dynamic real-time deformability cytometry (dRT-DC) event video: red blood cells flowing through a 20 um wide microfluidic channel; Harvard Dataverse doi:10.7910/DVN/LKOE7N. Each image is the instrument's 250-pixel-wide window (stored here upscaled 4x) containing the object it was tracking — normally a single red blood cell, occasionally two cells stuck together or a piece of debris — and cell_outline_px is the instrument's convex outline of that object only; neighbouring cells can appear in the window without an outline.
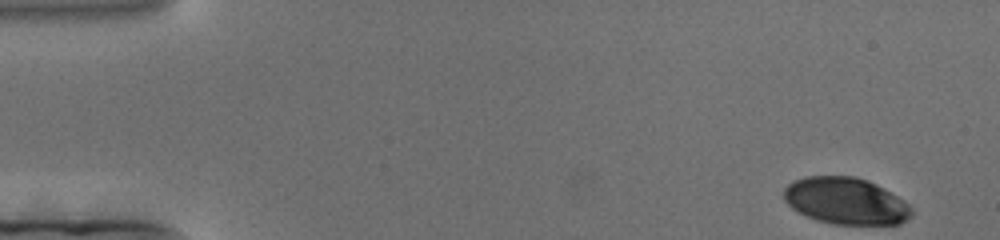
{"species": "human", "species_latin": "Homo sapiens", "temperature_condition": "cold", "stored_images_in_passage": 14, "camera_frame_rate_fps": 3000, "um_per_image_px": 0.085, "donor": {"sex": "female"}, "frame": {"image": 1, "passage_image": 1, "time_ms": 0.0, "image_size_px": [1000, 240], "cell_outline_px": [[912, 212], [900, 224], [832, 224], [816, 220], [792, 208], [784, 200], [784, 188], [792, 180], [804, 176], [856, 176], [868, 180], [884, 188], [908, 204], [912, 208]], "centroid_in_image_um": [71.85, 17.06], "position_along_channel_um": 13.1, "area_um2": 34.68}}